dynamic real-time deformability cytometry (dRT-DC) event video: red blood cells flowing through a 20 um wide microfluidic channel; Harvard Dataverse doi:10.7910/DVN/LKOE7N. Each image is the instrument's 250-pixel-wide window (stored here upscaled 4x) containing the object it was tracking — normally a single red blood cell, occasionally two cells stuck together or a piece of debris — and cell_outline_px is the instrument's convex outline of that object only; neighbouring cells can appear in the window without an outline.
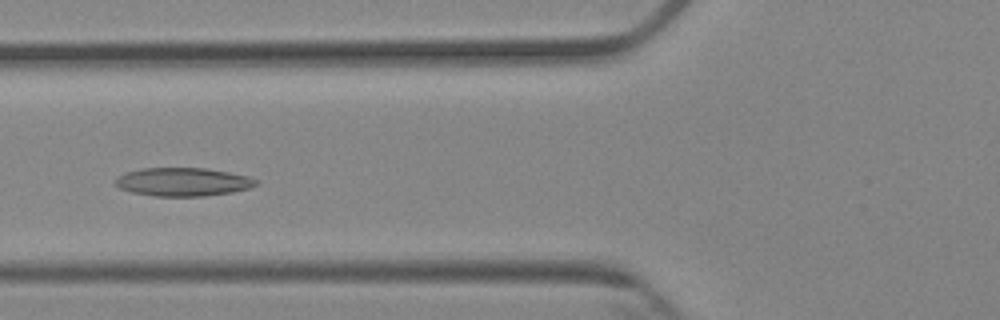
{"species": "Egyptian fruit bat (a non-hibernating species)", "species_latin": "Rousettus aegyptiacus", "temperature_condition": "cold", "stored_images_in_passage": 5, "camera_frame_rate_fps": 3000, "um_per_image_px": 0.085, "animal": {"sex": "female"}, "frame": {"image": 1, "passage_image": 5, "time_ms": 5.333, "image_size_px": [1000, 320], "cell_outline_px": [[256, 184], [248, 188], [232, 192], [204, 196], [152, 196], [132, 192], [120, 188], [116, 184], [116, 176], [124, 172], [140, 168], [204, 168], [228, 172], [248, 176], [256, 180]], "centroid_in_image_um": [15.49, 15.46], "position_along_channel_um": 110.3, "area_um2": 23.18}}